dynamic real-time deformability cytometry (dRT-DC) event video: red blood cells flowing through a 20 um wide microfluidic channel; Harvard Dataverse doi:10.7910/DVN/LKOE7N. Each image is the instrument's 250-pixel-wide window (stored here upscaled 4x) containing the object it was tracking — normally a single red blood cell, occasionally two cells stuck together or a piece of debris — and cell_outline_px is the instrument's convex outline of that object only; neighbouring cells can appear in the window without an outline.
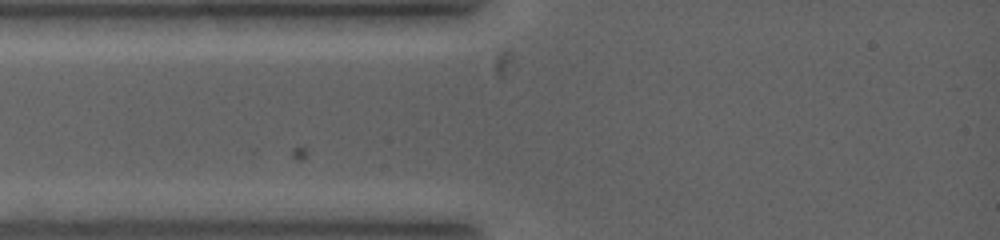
{"species": "common noctule bat (a hibernating species)", "species_latin": "Nyctalus noctula", "temperature_condition": "warm", "stored_images_in_passage": 2, "camera_frame_rate_fps": 5000, "um_per_image_px": 0.085, "animal": {"sex": "female", "body_mass_g": 19.0, "forearm_length_mm": 53.3}, "frame": {"image": 1, "passage_image": 1, "time_ms": 0.0, "image_size_px": [1000, 240], "cell_outline_px": [[452, 180], [424, 184], [412, 184], [312, 180], [288, 176], [288, 172], [292, 148], [308, 148], [448, 172], [452, 176]], "centroid_in_image_um": [30.39, 14.37], "position_along_channel_um": 54.6, "area_um2": 26.53}}